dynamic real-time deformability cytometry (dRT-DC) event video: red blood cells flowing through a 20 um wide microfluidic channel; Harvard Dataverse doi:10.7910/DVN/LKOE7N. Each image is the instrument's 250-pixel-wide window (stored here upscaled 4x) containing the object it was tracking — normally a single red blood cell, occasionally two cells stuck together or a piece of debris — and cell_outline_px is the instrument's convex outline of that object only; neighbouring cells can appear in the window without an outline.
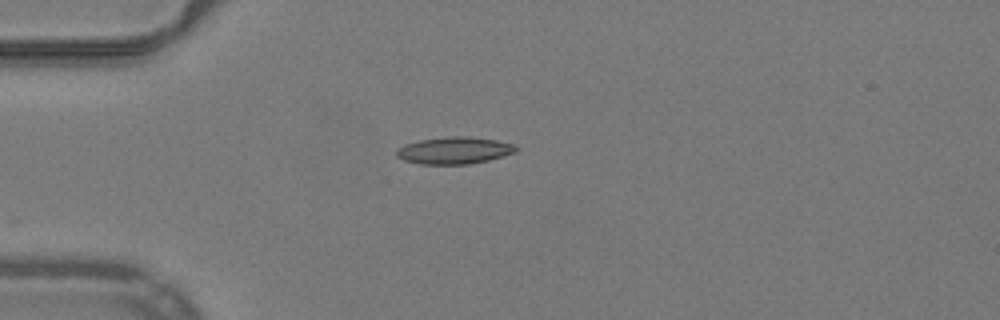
{"species": "common noctule bat (a hibernating species)", "species_latin": "Nyctalus noctula", "temperature_condition": "warm", "stored_images_in_passage": 26, "camera_frame_rate_fps": 3000, "um_per_image_px": 0.085, "animal": {"sex": "male", "body_mass_g": 19.2, "forearm_length_mm": 51.8}, "frame": {"image": 1, "passage_image": 1, "time_ms": 0.0, "image_size_px": [1000, 320], "cell_outline_px": [[520, 148], [516, 152], [488, 160], [468, 164], [420, 164], [404, 160], [396, 156], [396, 148], [404, 144], [420, 140], [448, 136], [468, 136], [496, 140], [512, 144]], "centroid_in_image_um": [38.59, 12.78], "position_along_channel_um": 46.4, "area_um2": 18.84}}
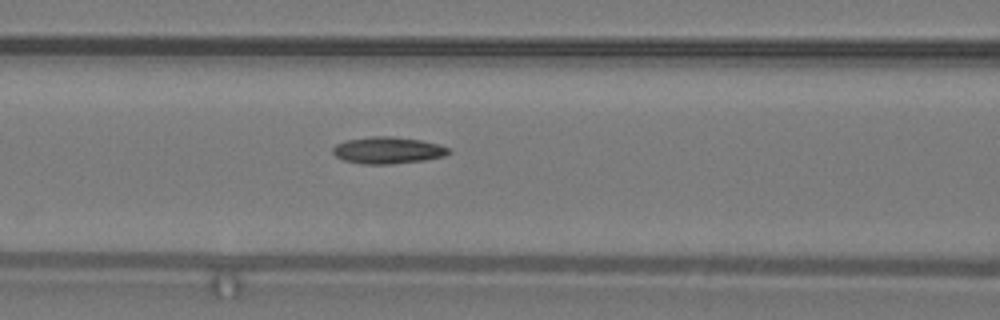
{"frame": {"image": 2, "passage_image": 9, "time_ms": 2.667, "image_size_px": [1000, 320], "cell_outline_px": [[452, 152], [444, 156], [424, 160], [392, 164], [364, 164], [344, 160], [336, 156], [332, 152], [332, 148], [336, 144], [344, 140], [372, 136], [392, 136], [420, 140], [440, 144], [448, 148]], "centroid_in_image_um": [32.96, 12.77], "position_along_channel_um": 133.6, "area_um2": 18.15}}
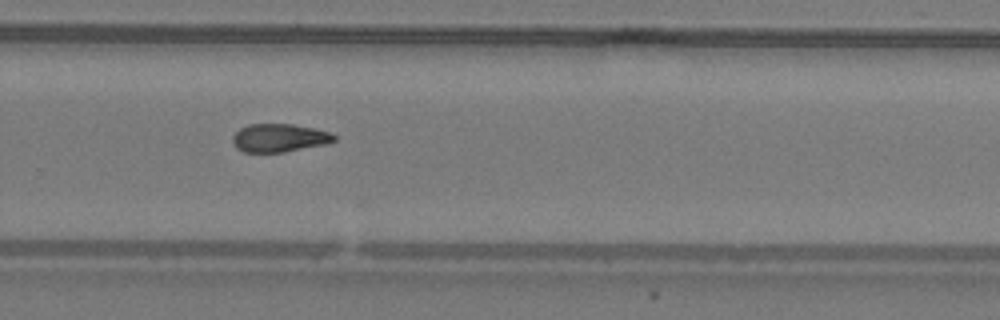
{"frame": {"image": 3, "passage_image": 22, "time_ms": 7.0, "image_size_px": [1000, 320], "cell_outline_px": [[336, 140], [328, 144], [284, 152], [244, 152], [236, 148], [232, 140], [232, 136], [240, 128], [248, 124], [292, 124], [312, 128], [328, 132], [336, 136]], "centroid_in_image_um": [23.73, 11.73], "position_along_channel_um": 306.1, "area_um2": 16.7}}